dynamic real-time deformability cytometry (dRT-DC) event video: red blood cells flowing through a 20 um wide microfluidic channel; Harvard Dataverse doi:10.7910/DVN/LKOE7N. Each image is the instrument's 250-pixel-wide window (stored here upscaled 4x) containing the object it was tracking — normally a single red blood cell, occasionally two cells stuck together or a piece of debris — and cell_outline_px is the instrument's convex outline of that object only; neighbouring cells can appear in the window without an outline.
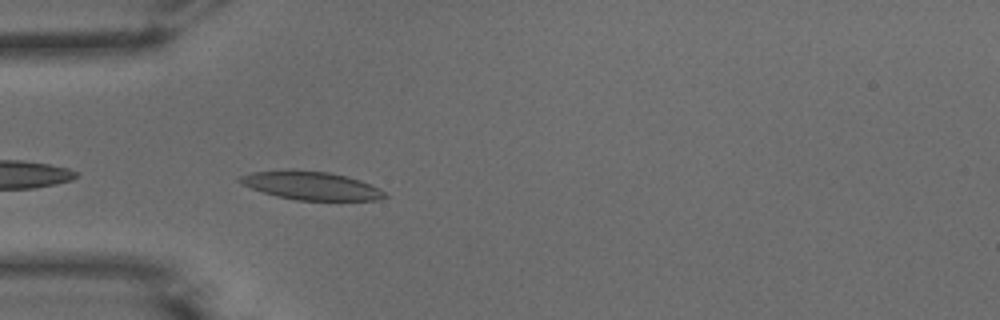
{"species": "common noctule bat (a hibernating species)", "species_latin": "Nyctalus noctula", "temperature_condition": "warm", "stored_images_in_passage": 10, "camera_frame_rate_fps": 3000, "um_per_image_px": 0.085, "animal": {"sex": "male", "body_mass_g": 15.6}, "frame": {"image": 1, "passage_image": 2, "time_ms": 0.333, "image_size_px": [1000, 320], "cell_outline_px": [[388, 196], [376, 200], [296, 200], [276, 196], [240, 184], [236, 180], [236, 176], [252, 172], [288, 168], [296, 168], [328, 172], [360, 180], [380, 188]], "centroid_in_image_um": [26.36, 15.75], "position_along_channel_um": 58.6, "area_um2": 24.33}}